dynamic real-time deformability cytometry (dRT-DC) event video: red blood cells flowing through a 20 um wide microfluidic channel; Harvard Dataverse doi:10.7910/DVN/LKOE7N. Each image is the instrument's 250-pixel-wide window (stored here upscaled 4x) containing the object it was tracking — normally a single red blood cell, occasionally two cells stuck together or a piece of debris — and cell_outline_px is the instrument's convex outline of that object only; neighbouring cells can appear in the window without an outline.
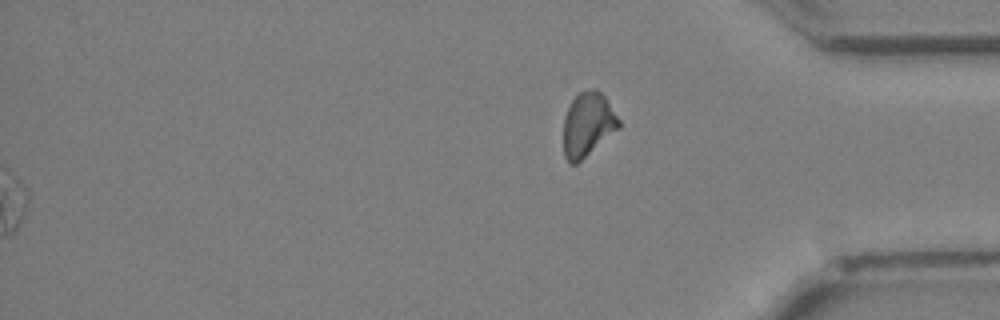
{"species": "Egyptian fruit bat (a non-hibernating species)", "species_latin": "Rousettus aegyptiacus", "temperature_condition": "cold", "stored_images_in_passage": 30, "segment_of_instrument_passage": [2, 2], "camera_frame_rate_fps": 3000, "um_per_image_px": 0.085, "animal": {"sex": "female"}, "frame": {"image": 1, "passage_image": 30, "time_ms": 9.667, "image_size_px": [1000, 320], "cell_outline_px": [[620, 128], [576, 164], [568, 164], [564, 156], [564, 116], [572, 100], [580, 92], [588, 88], [596, 88], [604, 96], [620, 120]], "centroid_in_image_um": [49.96, 10.58], "position_along_channel_um": 385.2, "area_um2": 20.63}}